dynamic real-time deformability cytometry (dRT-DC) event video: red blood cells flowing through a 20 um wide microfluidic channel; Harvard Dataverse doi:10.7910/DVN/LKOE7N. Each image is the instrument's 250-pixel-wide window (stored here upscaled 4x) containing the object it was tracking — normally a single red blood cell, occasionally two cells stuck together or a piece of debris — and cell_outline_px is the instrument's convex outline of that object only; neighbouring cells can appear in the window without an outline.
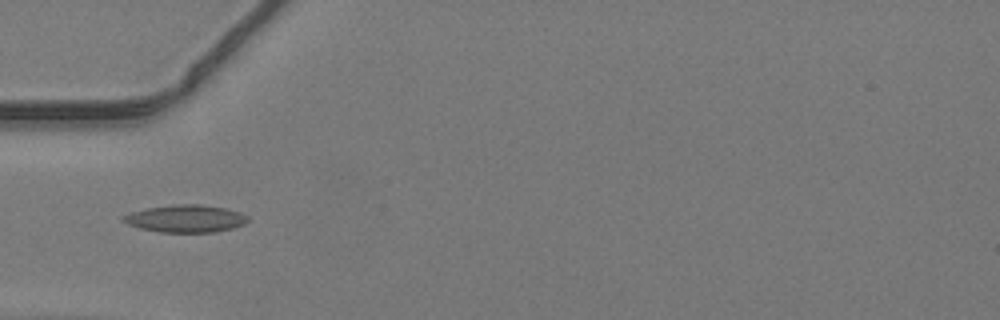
{"species": "common noctule bat (a hibernating species)", "species_latin": "Nyctalus noctula", "temperature_condition": "warm", "stored_images_in_passage": 31, "camera_frame_rate_fps": 3000, "um_per_image_px": 0.085, "animal": {"sex": "male", "body_mass_g": 19.2, "forearm_length_mm": 51.8}, "frame": {"image": 1, "passage_image": 2, "time_ms": 0.333, "image_size_px": [1000, 320], "cell_outline_px": [[248, 220], [244, 224], [232, 228], [216, 232], [160, 232], [140, 228], [128, 224], [120, 220], [120, 216], [132, 212], [148, 208], [172, 204], [200, 204], [224, 208], [240, 212], [248, 216]], "centroid_in_image_um": [15.76, 18.58], "position_along_channel_um": 69.2, "area_um2": 19.94}}
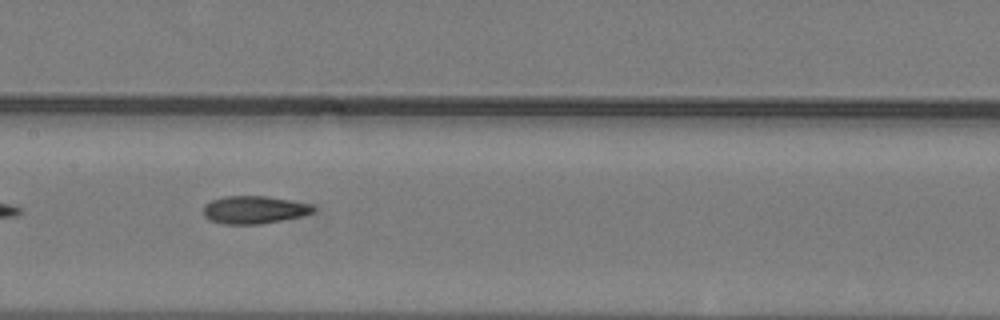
{"frame": {"image": 2, "passage_image": 10, "time_ms": 3.0, "image_size_px": [1000, 320], "cell_outline_px": [[316, 208], [312, 212], [300, 216], [260, 224], [224, 224], [212, 220], [204, 216], [204, 204], [212, 200], [224, 196], [264, 196], [312, 204]], "centroid_in_image_um": [21.58, 17.82], "position_along_channel_um": 185.8, "area_um2": 17.51}}
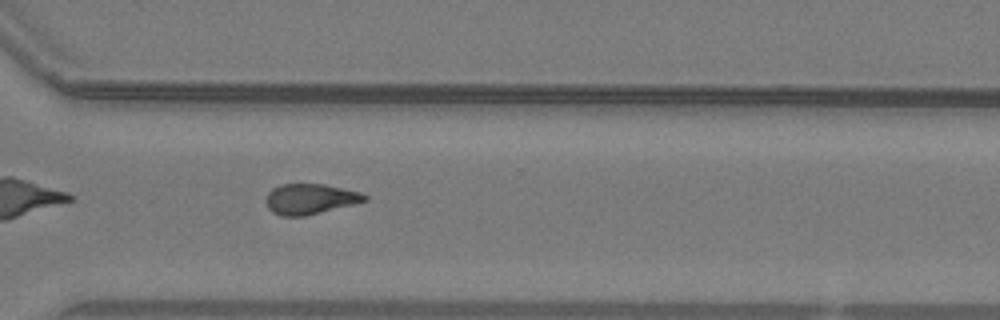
{"frame": {"image": 3, "passage_image": 21, "time_ms": 6.667, "image_size_px": [1000, 320], "cell_outline_px": [[368, 200], [304, 216], [280, 216], [272, 212], [268, 208], [264, 200], [268, 192], [272, 188], [280, 184], [324, 184], [360, 192], [368, 196]], "centroid_in_image_um": [26.3, 16.91], "position_along_channel_um": 344.3, "area_um2": 17.46}}